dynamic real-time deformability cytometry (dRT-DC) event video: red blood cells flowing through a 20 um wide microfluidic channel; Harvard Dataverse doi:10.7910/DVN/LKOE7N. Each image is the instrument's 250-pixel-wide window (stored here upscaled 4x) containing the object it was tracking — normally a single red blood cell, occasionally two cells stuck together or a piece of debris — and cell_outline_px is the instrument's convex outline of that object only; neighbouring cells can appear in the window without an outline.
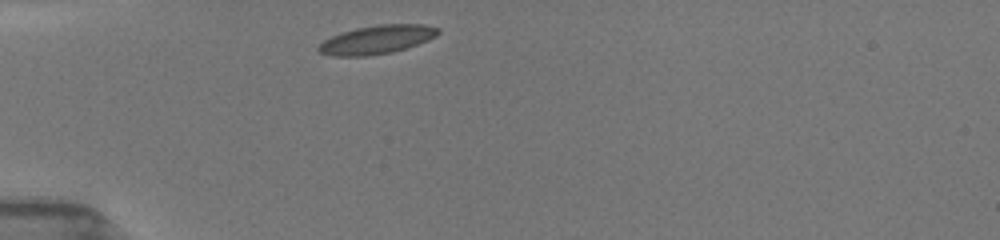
{"species": "common noctule bat (a hibernating species)", "species_latin": "Nyctalus noctula", "temperature_condition": "room temperature", "stored_images_in_passage": 10, "camera_frame_rate_fps": 3000, "um_per_image_px": 0.085, "animal": {"sex": "female", "body_mass_g": 19.5, "forearm_length_mm": 54.1}, "frame": {"image": 1, "passage_image": 1, "time_ms": 0.0, "image_size_px": [1000, 240], "cell_outline_px": [[440, 32], [436, 36], [428, 40], [392, 52], [368, 56], [332, 56], [320, 52], [316, 48], [324, 40], [332, 36], [356, 28], [380, 24], [424, 24], [440, 28]], "centroid_in_image_um": [32.05, 3.36], "position_along_channel_um": 53.0, "area_um2": 19.77}}
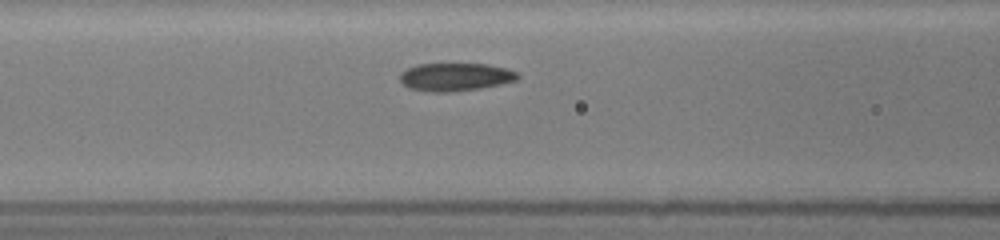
{"frame": {"image": 2, "passage_image": 7, "time_ms": 2.333, "image_size_px": [1000, 240], "cell_outline_px": [[520, 76], [516, 80], [500, 84], [480, 88], [452, 92], [432, 92], [408, 88], [400, 80], [400, 76], [408, 68], [416, 64], [488, 64], [520, 72]], "centroid_in_image_um": [38.73, 6.54], "position_along_channel_um": 127.9, "area_um2": 19.13}}
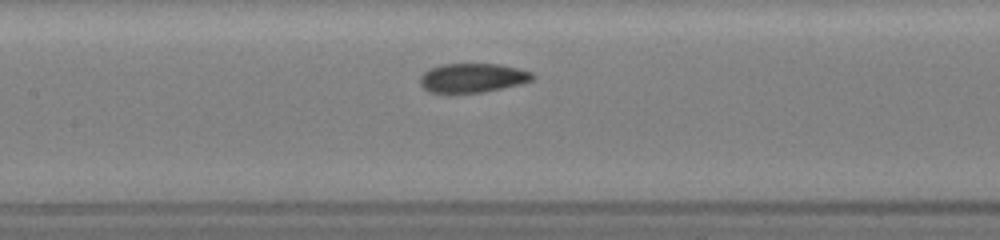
{"frame": {"image": 3, "passage_image": 9, "time_ms": 3.333, "image_size_px": [1000, 240], "cell_outline_px": [[536, 76], [532, 80], [520, 84], [480, 92], [428, 92], [420, 84], [420, 76], [428, 68], [444, 64], [496, 64], [516, 68], [532, 72]], "centroid_in_image_um": [40.15, 6.61], "position_along_channel_um": 167.3, "area_um2": 18.84}}